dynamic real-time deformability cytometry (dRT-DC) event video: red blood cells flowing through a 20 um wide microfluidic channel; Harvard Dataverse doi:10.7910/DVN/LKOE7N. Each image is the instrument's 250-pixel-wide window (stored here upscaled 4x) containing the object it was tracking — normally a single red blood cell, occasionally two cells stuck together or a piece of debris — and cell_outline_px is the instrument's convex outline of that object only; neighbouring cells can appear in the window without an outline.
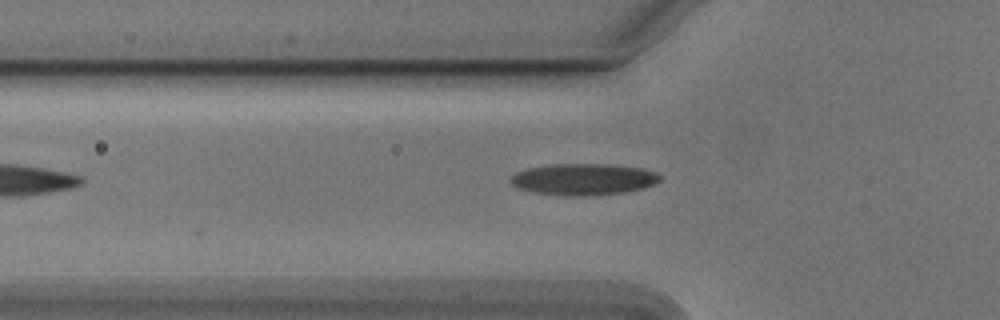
{"species": "Egyptian fruit bat (a non-hibernating species)", "species_latin": "Rousettus aegyptiacus", "temperature_condition": "cold", "stored_images_in_passage": 9, "camera_frame_rate_fps": 3000, "um_per_image_px": 0.085, "animal": {"sex": "male"}, "frame": {"image": 1, "passage_image": 9, "time_ms": 2.667, "image_size_px": [1000, 320], "cell_outline_px": [[664, 176], [660, 180], [644, 188], [624, 192], [588, 196], [564, 196], [532, 192], [520, 188], [512, 184], [508, 180], [516, 172], [528, 168], [552, 164], [612, 164], [644, 168], [656, 172]], "centroid_in_image_um": [49.62, 15.24], "position_along_channel_um": 76.2, "area_um2": 27.69}}